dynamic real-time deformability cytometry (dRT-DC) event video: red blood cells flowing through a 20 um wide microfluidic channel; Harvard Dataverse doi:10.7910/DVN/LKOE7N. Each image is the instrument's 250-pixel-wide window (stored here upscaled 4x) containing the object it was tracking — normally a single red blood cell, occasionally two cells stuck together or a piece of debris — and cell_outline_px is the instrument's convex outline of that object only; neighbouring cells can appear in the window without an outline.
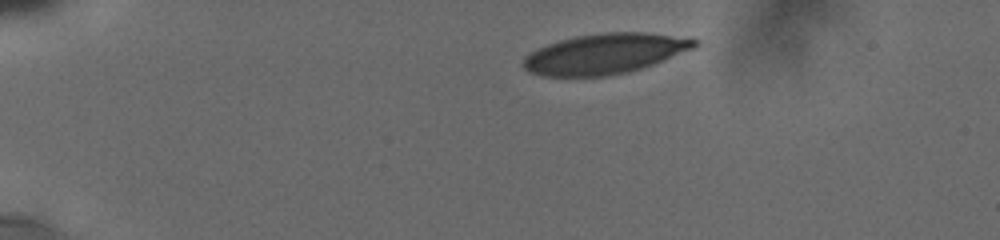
{"species": "human", "species_latin": "Homo sapiens", "temperature_condition": "cold", "stored_images_in_passage": 9, "camera_frame_rate_fps": 3000, "um_per_image_px": 0.085, "donor": {"sex": "male"}, "frame": {"image": 1, "passage_image": 1, "time_ms": 0.0, "image_size_px": [1000, 240], "cell_outline_px": [[700, 44], [696, 48], [652, 64], [628, 72], [604, 76], [544, 76], [528, 72], [520, 64], [524, 56], [536, 48], [560, 40], [576, 36], [600, 32], [644, 32], [700, 40]], "centroid_in_image_um": [51.37, 4.56], "position_along_channel_um": 33.6, "area_um2": 40.29}}